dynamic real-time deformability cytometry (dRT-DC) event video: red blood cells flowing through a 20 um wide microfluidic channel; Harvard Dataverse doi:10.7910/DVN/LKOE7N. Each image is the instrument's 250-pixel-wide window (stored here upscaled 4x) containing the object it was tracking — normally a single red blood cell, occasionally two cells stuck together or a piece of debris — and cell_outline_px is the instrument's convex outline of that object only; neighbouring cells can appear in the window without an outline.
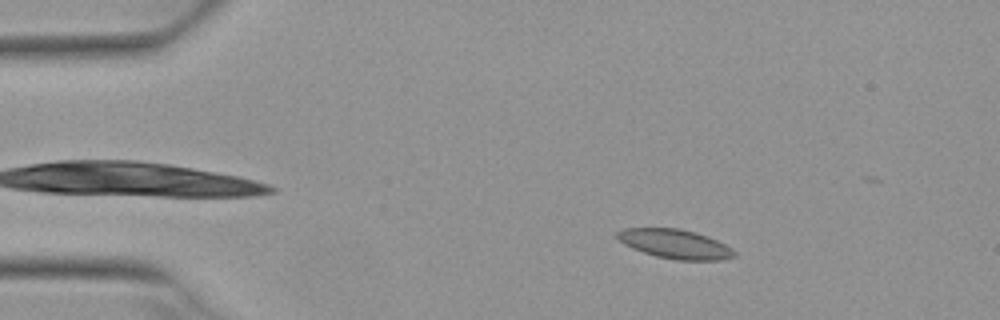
{"species": "Egyptian fruit bat (a non-hibernating species)", "species_latin": "Rousettus aegyptiacus", "temperature_condition": "warm", "stored_images_in_passage": 4, "camera_frame_rate_fps": 3000, "um_per_image_px": 0.085, "animal": {"sex": "female"}, "frame": {"image": 1, "passage_image": 2, "time_ms": 0.333, "image_size_px": [1000, 320], "cell_outline_px": [[736, 256], [720, 260], [676, 260], [656, 256], [632, 248], [624, 244], [616, 236], [616, 232], [624, 228], [680, 228], [696, 232], [708, 236], [732, 248], [736, 252]], "centroid_in_image_um": [57.39, 20.73], "position_along_channel_um": 27.6, "area_um2": 19.94}}
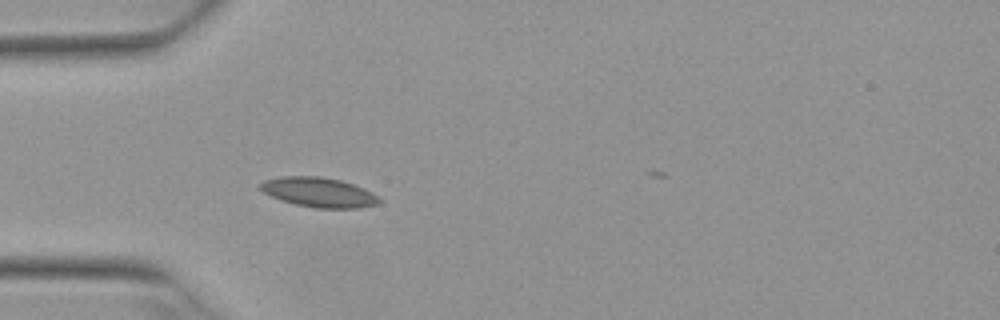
{"frame": {"image": 2, "passage_image": 4, "time_ms": 1.0, "image_size_px": [1000, 320], "cell_outline_px": [[380, 200], [376, 204], [360, 208], [312, 208], [280, 200], [264, 192], [260, 188], [260, 184], [264, 180], [280, 176], [320, 176], [340, 180], [364, 188], [372, 192]], "centroid_in_image_um": [27.08, 16.34], "position_along_channel_um": 57.9, "area_um2": 20.46}}